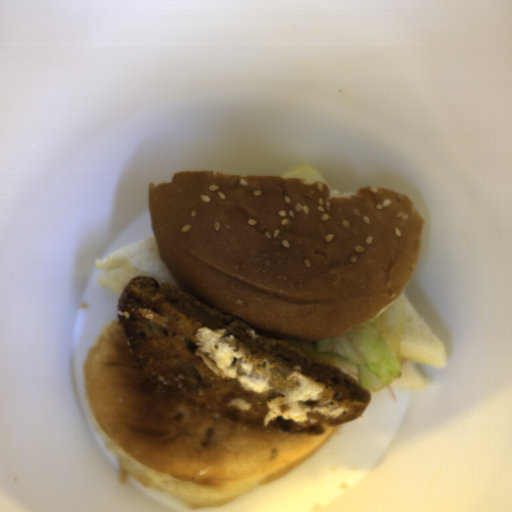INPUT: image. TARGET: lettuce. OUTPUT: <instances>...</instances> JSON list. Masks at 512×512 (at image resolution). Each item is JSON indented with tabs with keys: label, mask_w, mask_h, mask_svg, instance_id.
<instances>
[{
	"label": "lettuce",
	"mask_w": 512,
	"mask_h": 512,
	"mask_svg": "<svg viewBox=\"0 0 512 512\" xmlns=\"http://www.w3.org/2000/svg\"><path fill=\"white\" fill-rule=\"evenodd\" d=\"M310 343L353 364L358 382L367 392H381L403 378L396 349L376 315L363 325Z\"/></svg>",
	"instance_id": "1"
}]
</instances>
